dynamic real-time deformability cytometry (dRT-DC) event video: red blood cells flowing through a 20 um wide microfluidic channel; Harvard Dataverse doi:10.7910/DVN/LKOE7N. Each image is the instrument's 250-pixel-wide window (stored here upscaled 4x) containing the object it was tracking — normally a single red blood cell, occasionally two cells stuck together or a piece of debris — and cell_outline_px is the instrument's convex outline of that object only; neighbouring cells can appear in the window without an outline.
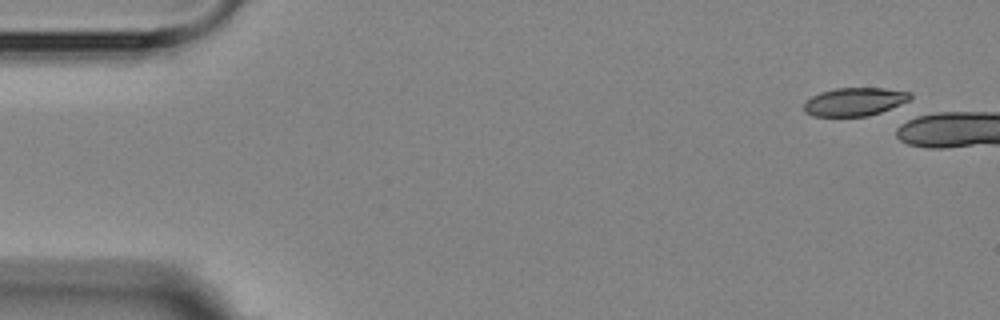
{"species": "Egyptian fruit bat (a non-hibernating species)", "species_latin": "Rousettus aegyptiacus", "temperature_condition": "room temperature", "stored_images_in_passage": 2, "camera_frame_rate_fps": 3000, "um_per_image_px": 0.085, "animal": {"sex": "female"}, "frame": {"image": 1, "passage_image": 1, "time_ms": 0.0, "image_size_px": [1000, 320], "cell_outline_px": [[912, 96], [908, 100], [900, 104], [880, 112], [868, 116], [812, 116], [804, 112], [804, 104], [812, 96], [820, 92], [836, 88], [884, 88], [912, 92]], "centroid_in_image_um": [72.63, 8.64], "position_along_channel_um": 12.4, "area_um2": 17.4}}